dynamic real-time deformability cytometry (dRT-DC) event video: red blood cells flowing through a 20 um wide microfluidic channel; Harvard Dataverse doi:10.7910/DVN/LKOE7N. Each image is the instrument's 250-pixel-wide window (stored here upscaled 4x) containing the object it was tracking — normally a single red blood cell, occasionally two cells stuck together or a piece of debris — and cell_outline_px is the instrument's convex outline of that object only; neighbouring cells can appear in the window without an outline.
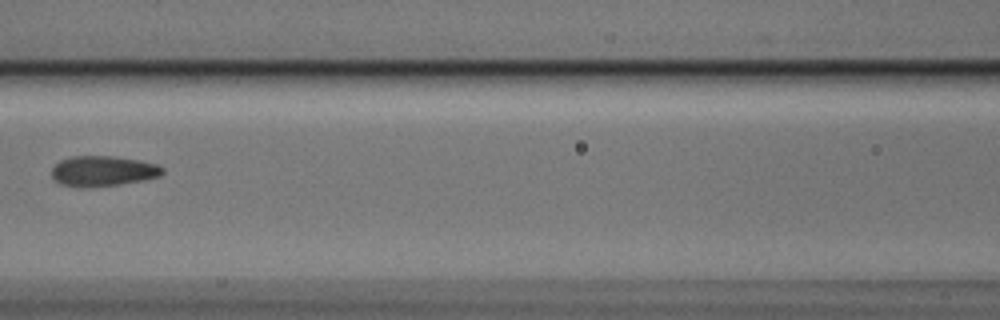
{"species": "Egyptian fruit bat (a non-hibernating species)", "species_latin": "Rousettus aegyptiacus", "temperature_condition": "cold", "stored_images_in_passage": 5, "camera_frame_rate_fps": 3000, "um_per_image_px": 0.085, "animal": {"sex": "male"}, "frame": {"image": 1, "passage_image": 4, "time_ms": 1.0, "image_size_px": [1000, 320], "cell_outline_px": [[164, 172], [160, 176], [144, 180], [120, 184], [88, 188], [80, 188], [60, 184], [52, 176], [52, 168], [60, 160], [72, 156], [112, 156], [140, 160], [156, 164], [164, 168]], "centroid_in_image_um": [8.75, 14.55], "position_along_channel_um": 157.8, "area_um2": 19.77}}
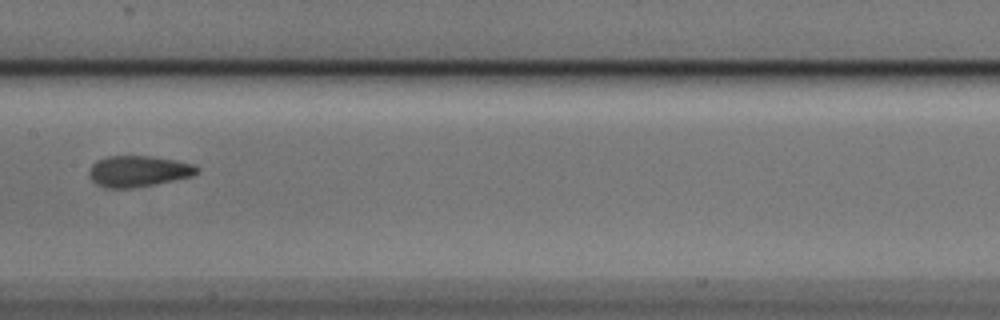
{"frame": {"image": 2, "passage_image": 5, "time_ms": 1.333, "image_size_px": [1000, 320], "cell_outline_px": [[200, 168], [192, 176], [156, 184], [132, 188], [104, 188], [96, 184], [88, 176], [88, 172], [92, 164], [96, 160], [108, 156], [152, 156], [176, 160], [192, 164]], "centroid_in_image_um": [11.72, 14.55], "position_along_channel_um": 195.7, "area_um2": 19.65}}